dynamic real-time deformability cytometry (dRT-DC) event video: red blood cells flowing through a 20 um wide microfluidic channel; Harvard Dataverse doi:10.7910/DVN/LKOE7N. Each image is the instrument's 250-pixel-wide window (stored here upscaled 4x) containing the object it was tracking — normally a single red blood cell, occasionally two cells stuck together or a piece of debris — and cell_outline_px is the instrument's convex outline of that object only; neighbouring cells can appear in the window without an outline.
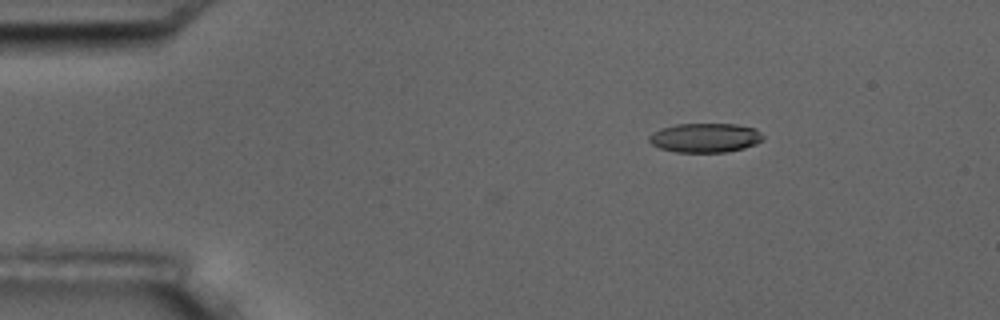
{"species": "common noctule bat (a hibernating species)", "species_latin": "Nyctalus noctula", "temperature_condition": "room temperature", "stored_images_in_passage": 3, "camera_frame_rate_fps": 3000, "um_per_image_px": 0.085, "animal": {"sex": "male", "body_mass_g": 17.5, "forearm_length_mm": 52.3}, "frame": {"image": 1, "passage_image": 1, "time_ms": 0.0, "image_size_px": [1000, 320], "cell_outline_px": [[764, 140], [756, 144], [744, 148], [728, 152], [676, 152], [660, 148], [652, 144], [648, 140], [648, 136], [652, 132], [660, 128], [676, 124], [736, 124], [756, 128], [764, 136]], "centroid_in_image_um": [59.95, 11.71], "position_along_channel_um": 25.0, "area_um2": 19.65}}